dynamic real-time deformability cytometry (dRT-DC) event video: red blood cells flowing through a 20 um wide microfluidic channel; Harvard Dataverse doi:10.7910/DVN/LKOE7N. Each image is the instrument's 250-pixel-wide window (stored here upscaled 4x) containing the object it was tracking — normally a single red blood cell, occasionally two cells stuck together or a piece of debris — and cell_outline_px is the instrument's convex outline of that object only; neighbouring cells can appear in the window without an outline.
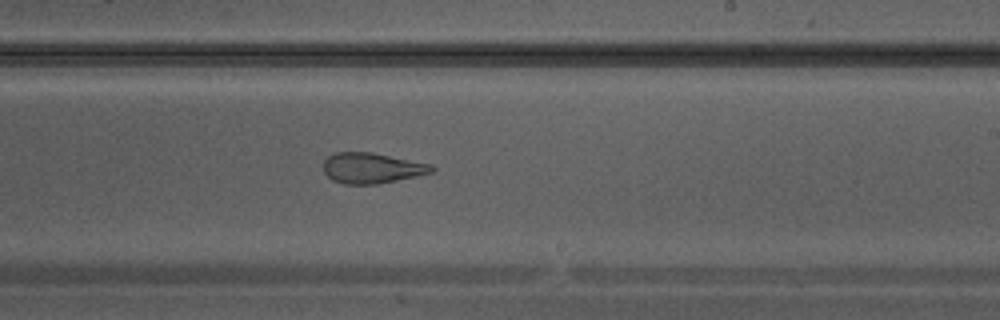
{"species": "Egyptian fruit bat (a non-hibernating species)", "species_latin": "Rousettus aegyptiacus", "temperature_condition": "warm", "stored_images_in_passage": 34, "camera_frame_rate_fps": 3000, "um_per_image_px": 0.085, "animal": {"sex": "male"}, "frame": {"image": 1, "passage_image": 20, "time_ms": 6.333, "image_size_px": [1000, 320], "cell_outline_px": [[436, 168], [432, 172], [416, 176], [376, 184], [344, 184], [332, 180], [324, 172], [324, 160], [328, 156], [336, 152], [372, 152], [432, 164]], "centroid_in_image_um": [31.6, 14.28], "position_along_channel_um": 257.4, "area_um2": 19.25}}